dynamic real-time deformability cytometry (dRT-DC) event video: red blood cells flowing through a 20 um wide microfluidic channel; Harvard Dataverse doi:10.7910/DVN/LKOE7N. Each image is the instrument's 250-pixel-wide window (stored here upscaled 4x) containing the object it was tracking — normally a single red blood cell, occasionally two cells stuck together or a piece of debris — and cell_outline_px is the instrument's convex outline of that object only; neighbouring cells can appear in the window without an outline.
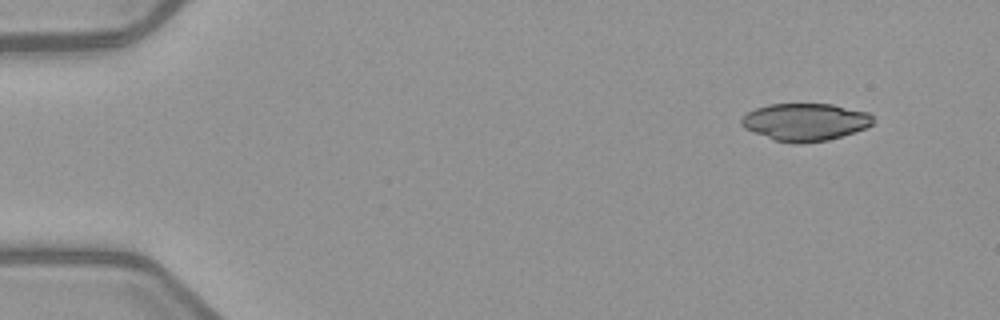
{"species": "common noctule bat (a hibernating species)", "species_latin": "Nyctalus noctula", "temperature_condition": "warm", "stored_images_in_passage": 4, "camera_frame_rate_fps": 3000, "um_per_image_px": 0.085, "animal": {"sex": "female", "body_mass_g": 21.9}, "frame": {"image": 1, "passage_image": 1, "time_ms": 0.0, "image_size_px": [1000, 320], "cell_outline_px": [[872, 124], [864, 128], [828, 140], [796, 144], [792, 144], [772, 140], [752, 132], [744, 128], [740, 124], [740, 120], [748, 112], [756, 108], [768, 104], [832, 104], [868, 112], [872, 116]], "centroid_in_image_um": [68.38, 10.37], "position_along_channel_um": 16.6, "area_um2": 28.73}}
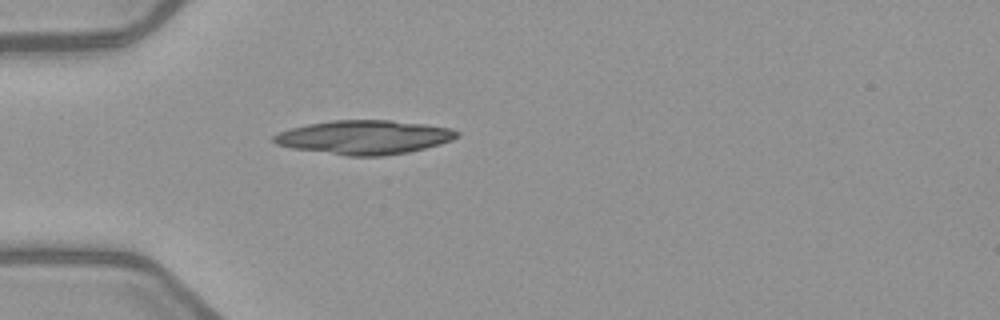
{"frame": {"image": 2, "passage_image": 4, "time_ms": 3.667, "image_size_px": [1000, 320], "cell_outline_px": [[460, 136], [452, 140], [440, 144], [408, 152], [384, 156], [348, 156], [292, 148], [276, 144], [272, 140], [272, 136], [288, 128], [308, 124], [332, 120], [392, 120], [424, 124], [452, 128], [460, 132]], "centroid_in_image_um": [30.97, 11.66], "position_along_channel_um": 54.0, "area_um2": 36.41}}